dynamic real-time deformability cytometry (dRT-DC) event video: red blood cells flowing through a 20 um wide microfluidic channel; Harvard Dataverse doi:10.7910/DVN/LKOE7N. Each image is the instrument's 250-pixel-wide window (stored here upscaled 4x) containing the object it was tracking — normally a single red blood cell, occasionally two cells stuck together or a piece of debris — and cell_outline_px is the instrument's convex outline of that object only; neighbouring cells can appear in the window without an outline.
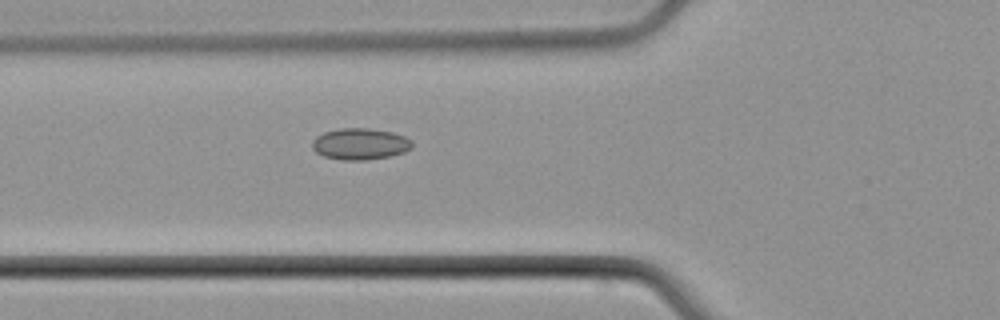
{"species": "common noctule bat (a hibernating species)", "species_latin": "Nyctalus noctula", "temperature_condition": "cold", "stored_images_in_passage": 6, "camera_frame_rate_fps": 3000, "um_per_image_px": 0.085, "animal": {"sex": "male", "body_mass_g": 21.5, "forearm_length_mm": 52.0}, "frame": {"image": 1, "passage_image": 6, "time_ms": 6.0, "image_size_px": [1000, 320], "cell_outline_px": [[412, 148], [404, 152], [388, 156], [364, 160], [344, 160], [324, 156], [316, 152], [312, 148], [312, 140], [316, 136], [324, 132], [340, 128], [368, 128], [392, 132], [404, 136], [412, 140]], "centroid_in_image_um": [30.6, 12.23], "position_along_channel_um": 95.2, "area_um2": 18.26}}